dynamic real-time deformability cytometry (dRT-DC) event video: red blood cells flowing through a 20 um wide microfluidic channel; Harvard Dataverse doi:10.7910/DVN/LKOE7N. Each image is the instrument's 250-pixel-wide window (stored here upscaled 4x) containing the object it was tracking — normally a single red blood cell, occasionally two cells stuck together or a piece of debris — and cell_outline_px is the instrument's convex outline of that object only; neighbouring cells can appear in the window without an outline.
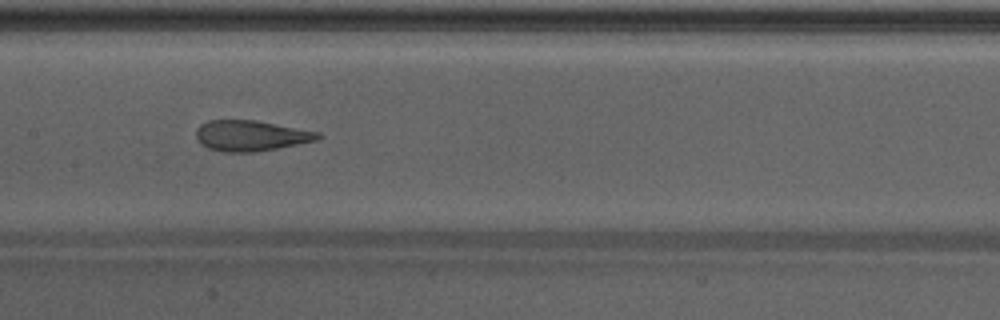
{"species": "Egyptian fruit bat (a non-hibernating species)", "species_latin": "Rousettus aegyptiacus", "temperature_condition": "warm", "stored_images_in_passage": 37, "camera_frame_rate_fps": 3000, "um_per_image_px": 0.085, "animal": {"sex": "male"}, "frame": {"image": 1, "passage_image": 16, "time_ms": 5.0, "image_size_px": [1000, 320], "cell_outline_px": [[320, 136], [316, 140], [276, 148], [252, 152], [220, 152], [208, 148], [200, 144], [196, 140], [196, 128], [200, 124], [208, 120], [256, 120], [320, 132]], "centroid_in_image_um": [21.25, 11.53], "position_along_channel_um": 186.2, "area_um2": 21.73}, "authors_computed_cell_mechanics": {"area_um2": 22.4842, "velocity_mm_per_s": 4.3046, "shape_relaxation_time_tau1_ms": 4.8805, "shape_relaxation_time_tau2_ms": 1.0939, "deformation_change_tau1": 0.1877, "deformation_change_tau2": 0.0955}}